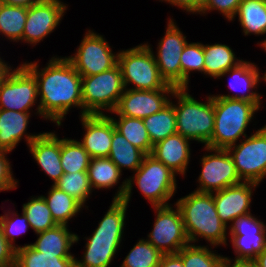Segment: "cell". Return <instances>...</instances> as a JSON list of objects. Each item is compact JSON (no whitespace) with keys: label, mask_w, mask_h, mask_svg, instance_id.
Here are the masks:
<instances>
[{"label":"cell","mask_w":266,"mask_h":267,"mask_svg":"<svg viewBox=\"0 0 266 267\" xmlns=\"http://www.w3.org/2000/svg\"><path fill=\"white\" fill-rule=\"evenodd\" d=\"M159 1L162 2L165 1L167 3H170V5L172 4V6H177L182 10L184 9V11L186 10V12L191 14L200 13L204 3V0H159Z\"/></svg>","instance_id":"ee69618b"},{"label":"cell","mask_w":266,"mask_h":267,"mask_svg":"<svg viewBox=\"0 0 266 267\" xmlns=\"http://www.w3.org/2000/svg\"><path fill=\"white\" fill-rule=\"evenodd\" d=\"M176 89L133 90L125 88L116 109L111 112L117 116L144 119L153 115L170 103Z\"/></svg>","instance_id":"e0dca14e"},{"label":"cell","mask_w":266,"mask_h":267,"mask_svg":"<svg viewBox=\"0 0 266 267\" xmlns=\"http://www.w3.org/2000/svg\"><path fill=\"white\" fill-rule=\"evenodd\" d=\"M176 207V208H175ZM152 207L157 216L146 239L162 254H177L190 244L180 209L175 205Z\"/></svg>","instance_id":"7c38bea8"},{"label":"cell","mask_w":266,"mask_h":267,"mask_svg":"<svg viewBox=\"0 0 266 267\" xmlns=\"http://www.w3.org/2000/svg\"><path fill=\"white\" fill-rule=\"evenodd\" d=\"M67 5L60 0H44L27 8L22 42L36 45L61 23Z\"/></svg>","instance_id":"2e32d148"},{"label":"cell","mask_w":266,"mask_h":267,"mask_svg":"<svg viewBox=\"0 0 266 267\" xmlns=\"http://www.w3.org/2000/svg\"><path fill=\"white\" fill-rule=\"evenodd\" d=\"M222 267H258V265L254 260H231L225 257Z\"/></svg>","instance_id":"bcb514c9"},{"label":"cell","mask_w":266,"mask_h":267,"mask_svg":"<svg viewBox=\"0 0 266 267\" xmlns=\"http://www.w3.org/2000/svg\"><path fill=\"white\" fill-rule=\"evenodd\" d=\"M115 128L132 145L143 151L146 155L151 154L153 144L149 138L143 119L118 116V120L111 117Z\"/></svg>","instance_id":"4dcf8cb0"},{"label":"cell","mask_w":266,"mask_h":267,"mask_svg":"<svg viewBox=\"0 0 266 267\" xmlns=\"http://www.w3.org/2000/svg\"><path fill=\"white\" fill-rule=\"evenodd\" d=\"M182 215L190 244L203 238L214 247L227 245V226L217 214L212 193L195 191L174 204ZM198 238V239H197Z\"/></svg>","instance_id":"3957f363"},{"label":"cell","mask_w":266,"mask_h":267,"mask_svg":"<svg viewBox=\"0 0 266 267\" xmlns=\"http://www.w3.org/2000/svg\"><path fill=\"white\" fill-rule=\"evenodd\" d=\"M159 267H184V265L178 254H163Z\"/></svg>","instance_id":"f6af8a7d"},{"label":"cell","mask_w":266,"mask_h":267,"mask_svg":"<svg viewBox=\"0 0 266 267\" xmlns=\"http://www.w3.org/2000/svg\"><path fill=\"white\" fill-rule=\"evenodd\" d=\"M125 90L122 72L117 63L102 73L82 77L83 115L113 112Z\"/></svg>","instance_id":"ba28073f"},{"label":"cell","mask_w":266,"mask_h":267,"mask_svg":"<svg viewBox=\"0 0 266 267\" xmlns=\"http://www.w3.org/2000/svg\"><path fill=\"white\" fill-rule=\"evenodd\" d=\"M133 173L134 176L126 178L118 187L113 199H122L129 204L133 185L136 184L152 207L171 205L168 201L177 191L176 174L173 171L149 154Z\"/></svg>","instance_id":"277c9868"},{"label":"cell","mask_w":266,"mask_h":267,"mask_svg":"<svg viewBox=\"0 0 266 267\" xmlns=\"http://www.w3.org/2000/svg\"><path fill=\"white\" fill-rule=\"evenodd\" d=\"M0 1L7 5L23 6L28 8L44 0H0Z\"/></svg>","instance_id":"7dc6e473"},{"label":"cell","mask_w":266,"mask_h":267,"mask_svg":"<svg viewBox=\"0 0 266 267\" xmlns=\"http://www.w3.org/2000/svg\"><path fill=\"white\" fill-rule=\"evenodd\" d=\"M259 108L246 100L214 97V130L206 147L227 149L239 138L247 137L246 128Z\"/></svg>","instance_id":"5b68a950"},{"label":"cell","mask_w":266,"mask_h":267,"mask_svg":"<svg viewBox=\"0 0 266 267\" xmlns=\"http://www.w3.org/2000/svg\"><path fill=\"white\" fill-rule=\"evenodd\" d=\"M22 212L28 219L30 228L36 233L54 228L58 224L51 215V211L42 195L32 197L23 204Z\"/></svg>","instance_id":"e575fe53"},{"label":"cell","mask_w":266,"mask_h":267,"mask_svg":"<svg viewBox=\"0 0 266 267\" xmlns=\"http://www.w3.org/2000/svg\"><path fill=\"white\" fill-rule=\"evenodd\" d=\"M4 60H2V58L0 57V79L2 78V76L5 74V72L7 71V69L10 67V64L8 65V63Z\"/></svg>","instance_id":"681fc988"},{"label":"cell","mask_w":266,"mask_h":267,"mask_svg":"<svg viewBox=\"0 0 266 267\" xmlns=\"http://www.w3.org/2000/svg\"><path fill=\"white\" fill-rule=\"evenodd\" d=\"M54 185L75 198L83 206L93 192L87 171L64 173Z\"/></svg>","instance_id":"74e56055"},{"label":"cell","mask_w":266,"mask_h":267,"mask_svg":"<svg viewBox=\"0 0 266 267\" xmlns=\"http://www.w3.org/2000/svg\"><path fill=\"white\" fill-rule=\"evenodd\" d=\"M74 55L66 57L82 76H92L114 67L118 63V52L113 53L103 35L88 30Z\"/></svg>","instance_id":"8fae6325"},{"label":"cell","mask_w":266,"mask_h":267,"mask_svg":"<svg viewBox=\"0 0 266 267\" xmlns=\"http://www.w3.org/2000/svg\"><path fill=\"white\" fill-rule=\"evenodd\" d=\"M37 81L38 101L36 114L61 126L72 107L83 116L82 76L66 57H52L46 67L39 69L36 61L23 62Z\"/></svg>","instance_id":"6da1fadb"},{"label":"cell","mask_w":266,"mask_h":267,"mask_svg":"<svg viewBox=\"0 0 266 267\" xmlns=\"http://www.w3.org/2000/svg\"><path fill=\"white\" fill-rule=\"evenodd\" d=\"M128 204L113 199L108 211L90 237H85V252L75 258V267H109L118 252L124 234Z\"/></svg>","instance_id":"7a4b0ae2"},{"label":"cell","mask_w":266,"mask_h":267,"mask_svg":"<svg viewBox=\"0 0 266 267\" xmlns=\"http://www.w3.org/2000/svg\"><path fill=\"white\" fill-rule=\"evenodd\" d=\"M242 0H204L201 14H207L209 11L218 10L228 21L235 19V14Z\"/></svg>","instance_id":"60d3db41"},{"label":"cell","mask_w":266,"mask_h":267,"mask_svg":"<svg viewBox=\"0 0 266 267\" xmlns=\"http://www.w3.org/2000/svg\"><path fill=\"white\" fill-rule=\"evenodd\" d=\"M37 240L30 244L35 250L57 257H75L70 253L72 245L79 241V236L68 229V225H57L52 229L36 233Z\"/></svg>","instance_id":"cb8c5ba5"},{"label":"cell","mask_w":266,"mask_h":267,"mask_svg":"<svg viewBox=\"0 0 266 267\" xmlns=\"http://www.w3.org/2000/svg\"><path fill=\"white\" fill-rule=\"evenodd\" d=\"M85 134L79 141L91 158L108 157L113 131L116 129L110 115L86 114L80 116Z\"/></svg>","instance_id":"d6986e66"},{"label":"cell","mask_w":266,"mask_h":267,"mask_svg":"<svg viewBox=\"0 0 266 267\" xmlns=\"http://www.w3.org/2000/svg\"><path fill=\"white\" fill-rule=\"evenodd\" d=\"M254 261L257 263L258 267H266V247L260 254L257 255Z\"/></svg>","instance_id":"c3c4849f"},{"label":"cell","mask_w":266,"mask_h":267,"mask_svg":"<svg viewBox=\"0 0 266 267\" xmlns=\"http://www.w3.org/2000/svg\"><path fill=\"white\" fill-rule=\"evenodd\" d=\"M15 250L16 249L7 242L0 229V267H14Z\"/></svg>","instance_id":"7bdbcfd3"},{"label":"cell","mask_w":266,"mask_h":267,"mask_svg":"<svg viewBox=\"0 0 266 267\" xmlns=\"http://www.w3.org/2000/svg\"><path fill=\"white\" fill-rule=\"evenodd\" d=\"M229 227L234 260H254L265 249L266 225L251 213L234 219Z\"/></svg>","instance_id":"5bb4252c"},{"label":"cell","mask_w":266,"mask_h":267,"mask_svg":"<svg viewBox=\"0 0 266 267\" xmlns=\"http://www.w3.org/2000/svg\"><path fill=\"white\" fill-rule=\"evenodd\" d=\"M146 154L132 145L119 131H113L111 149L108 158L122 169L136 171L143 162Z\"/></svg>","instance_id":"4316f807"},{"label":"cell","mask_w":266,"mask_h":267,"mask_svg":"<svg viewBox=\"0 0 266 267\" xmlns=\"http://www.w3.org/2000/svg\"><path fill=\"white\" fill-rule=\"evenodd\" d=\"M204 44L200 42L188 43L184 46L181 54V88H187L189 74L198 71L204 74Z\"/></svg>","instance_id":"f35d334b"},{"label":"cell","mask_w":266,"mask_h":267,"mask_svg":"<svg viewBox=\"0 0 266 267\" xmlns=\"http://www.w3.org/2000/svg\"><path fill=\"white\" fill-rule=\"evenodd\" d=\"M184 267H222L225 256L216 254L208 246L188 244L177 253Z\"/></svg>","instance_id":"d590c367"},{"label":"cell","mask_w":266,"mask_h":267,"mask_svg":"<svg viewBox=\"0 0 266 267\" xmlns=\"http://www.w3.org/2000/svg\"><path fill=\"white\" fill-rule=\"evenodd\" d=\"M204 74L219 78L224 72L236 67L242 59H237L233 50L226 44L204 45Z\"/></svg>","instance_id":"d4e9b609"},{"label":"cell","mask_w":266,"mask_h":267,"mask_svg":"<svg viewBox=\"0 0 266 267\" xmlns=\"http://www.w3.org/2000/svg\"><path fill=\"white\" fill-rule=\"evenodd\" d=\"M28 147L34 160L53 180L54 185L64 174L60 159V138L55 132L39 133Z\"/></svg>","instance_id":"44dd1931"},{"label":"cell","mask_w":266,"mask_h":267,"mask_svg":"<svg viewBox=\"0 0 266 267\" xmlns=\"http://www.w3.org/2000/svg\"><path fill=\"white\" fill-rule=\"evenodd\" d=\"M125 88L132 84L133 90L176 89L162 78L156 64L154 52L148 43L118 52Z\"/></svg>","instance_id":"52a82bcc"},{"label":"cell","mask_w":266,"mask_h":267,"mask_svg":"<svg viewBox=\"0 0 266 267\" xmlns=\"http://www.w3.org/2000/svg\"><path fill=\"white\" fill-rule=\"evenodd\" d=\"M30 117L29 112L0 109V150L11 152L23 138L28 146L39 135L26 133Z\"/></svg>","instance_id":"603a6c76"},{"label":"cell","mask_w":266,"mask_h":267,"mask_svg":"<svg viewBox=\"0 0 266 267\" xmlns=\"http://www.w3.org/2000/svg\"><path fill=\"white\" fill-rule=\"evenodd\" d=\"M227 151L241 181L259 184L266 177V125Z\"/></svg>","instance_id":"9c48e42d"},{"label":"cell","mask_w":266,"mask_h":267,"mask_svg":"<svg viewBox=\"0 0 266 267\" xmlns=\"http://www.w3.org/2000/svg\"><path fill=\"white\" fill-rule=\"evenodd\" d=\"M259 46H261L262 49H264V51L266 52V39L264 41L260 42Z\"/></svg>","instance_id":"f907efd6"},{"label":"cell","mask_w":266,"mask_h":267,"mask_svg":"<svg viewBox=\"0 0 266 267\" xmlns=\"http://www.w3.org/2000/svg\"><path fill=\"white\" fill-rule=\"evenodd\" d=\"M51 215L58 225H68L71 218L75 217L84 206L72 196L63 192L52 184L48 196H44Z\"/></svg>","instance_id":"83f0119b"},{"label":"cell","mask_w":266,"mask_h":267,"mask_svg":"<svg viewBox=\"0 0 266 267\" xmlns=\"http://www.w3.org/2000/svg\"><path fill=\"white\" fill-rule=\"evenodd\" d=\"M184 36L173 19L168 20L164 37L157 45L154 55L162 78L176 89L181 88V54L187 44Z\"/></svg>","instance_id":"9a60e30c"},{"label":"cell","mask_w":266,"mask_h":267,"mask_svg":"<svg viewBox=\"0 0 266 267\" xmlns=\"http://www.w3.org/2000/svg\"><path fill=\"white\" fill-rule=\"evenodd\" d=\"M28 227H30V224L23 212L22 216H20L18 213H15V211L11 212V210H8L3 216H0V229L2 234L7 242L15 249L18 248V246L13 243L15 242L16 235L25 233L28 230Z\"/></svg>","instance_id":"ab89813d"},{"label":"cell","mask_w":266,"mask_h":267,"mask_svg":"<svg viewBox=\"0 0 266 267\" xmlns=\"http://www.w3.org/2000/svg\"><path fill=\"white\" fill-rule=\"evenodd\" d=\"M60 159L64 173L88 171L91 157L74 139H60Z\"/></svg>","instance_id":"836d02e7"},{"label":"cell","mask_w":266,"mask_h":267,"mask_svg":"<svg viewBox=\"0 0 266 267\" xmlns=\"http://www.w3.org/2000/svg\"><path fill=\"white\" fill-rule=\"evenodd\" d=\"M38 100L37 81L23 65L11 66L0 79V109L29 112Z\"/></svg>","instance_id":"30bf717a"},{"label":"cell","mask_w":266,"mask_h":267,"mask_svg":"<svg viewBox=\"0 0 266 267\" xmlns=\"http://www.w3.org/2000/svg\"><path fill=\"white\" fill-rule=\"evenodd\" d=\"M264 80V82H266V72H264V74L261 76V80Z\"/></svg>","instance_id":"816d5d0a"},{"label":"cell","mask_w":266,"mask_h":267,"mask_svg":"<svg viewBox=\"0 0 266 267\" xmlns=\"http://www.w3.org/2000/svg\"><path fill=\"white\" fill-rule=\"evenodd\" d=\"M179 133L155 143L150 155L162 162L175 174L185 175L190 161V142Z\"/></svg>","instance_id":"7402d4cb"},{"label":"cell","mask_w":266,"mask_h":267,"mask_svg":"<svg viewBox=\"0 0 266 267\" xmlns=\"http://www.w3.org/2000/svg\"><path fill=\"white\" fill-rule=\"evenodd\" d=\"M204 149L208 153L211 152L209 154L205 152V155L200 158L202 171L197 180L199 186L195 191L214 193L242 182L227 149L209 147H204Z\"/></svg>","instance_id":"4fadbf2b"},{"label":"cell","mask_w":266,"mask_h":267,"mask_svg":"<svg viewBox=\"0 0 266 267\" xmlns=\"http://www.w3.org/2000/svg\"><path fill=\"white\" fill-rule=\"evenodd\" d=\"M143 122L153 145L177 133L176 113L171 103L161 111L145 117Z\"/></svg>","instance_id":"f546056e"},{"label":"cell","mask_w":266,"mask_h":267,"mask_svg":"<svg viewBox=\"0 0 266 267\" xmlns=\"http://www.w3.org/2000/svg\"><path fill=\"white\" fill-rule=\"evenodd\" d=\"M236 16L245 36L266 34V0H242Z\"/></svg>","instance_id":"484cf974"},{"label":"cell","mask_w":266,"mask_h":267,"mask_svg":"<svg viewBox=\"0 0 266 267\" xmlns=\"http://www.w3.org/2000/svg\"><path fill=\"white\" fill-rule=\"evenodd\" d=\"M227 74L231 76V81H229L228 87L231 90H235L236 92L239 91L242 94H217L216 96L213 95V97L246 100L254 103L260 109L262 96L256 92V90L253 91V89L257 88L258 84L261 82L260 71L257 65L243 60L236 67L224 72L218 79Z\"/></svg>","instance_id":"ffe728a7"},{"label":"cell","mask_w":266,"mask_h":267,"mask_svg":"<svg viewBox=\"0 0 266 267\" xmlns=\"http://www.w3.org/2000/svg\"><path fill=\"white\" fill-rule=\"evenodd\" d=\"M7 153L10 152L0 150V192L16 189L18 186V181L13 177Z\"/></svg>","instance_id":"b9f144b4"},{"label":"cell","mask_w":266,"mask_h":267,"mask_svg":"<svg viewBox=\"0 0 266 267\" xmlns=\"http://www.w3.org/2000/svg\"><path fill=\"white\" fill-rule=\"evenodd\" d=\"M260 185L252 182H241L223 190L212 193L217 214L229 228L228 223L240 216L251 213L253 189Z\"/></svg>","instance_id":"ac0fdd59"},{"label":"cell","mask_w":266,"mask_h":267,"mask_svg":"<svg viewBox=\"0 0 266 267\" xmlns=\"http://www.w3.org/2000/svg\"><path fill=\"white\" fill-rule=\"evenodd\" d=\"M189 89H176L171 96L178 99L175 108L177 133L191 141L208 145L214 130V97L209 95L207 101L200 102L188 93Z\"/></svg>","instance_id":"8992f818"},{"label":"cell","mask_w":266,"mask_h":267,"mask_svg":"<svg viewBox=\"0 0 266 267\" xmlns=\"http://www.w3.org/2000/svg\"><path fill=\"white\" fill-rule=\"evenodd\" d=\"M14 267H75V257L44 254L25 244L15 250Z\"/></svg>","instance_id":"f1b7e54d"},{"label":"cell","mask_w":266,"mask_h":267,"mask_svg":"<svg viewBox=\"0 0 266 267\" xmlns=\"http://www.w3.org/2000/svg\"><path fill=\"white\" fill-rule=\"evenodd\" d=\"M27 8L0 1V34L13 42H22Z\"/></svg>","instance_id":"1f68e13d"},{"label":"cell","mask_w":266,"mask_h":267,"mask_svg":"<svg viewBox=\"0 0 266 267\" xmlns=\"http://www.w3.org/2000/svg\"><path fill=\"white\" fill-rule=\"evenodd\" d=\"M162 253L146 239L131 248L120 267H159Z\"/></svg>","instance_id":"8d00e7d4"},{"label":"cell","mask_w":266,"mask_h":267,"mask_svg":"<svg viewBox=\"0 0 266 267\" xmlns=\"http://www.w3.org/2000/svg\"><path fill=\"white\" fill-rule=\"evenodd\" d=\"M87 172L92 190L112 188L122 176L119 168L108 157L91 158Z\"/></svg>","instance_id":"d6a6232c"}]
</instances>
